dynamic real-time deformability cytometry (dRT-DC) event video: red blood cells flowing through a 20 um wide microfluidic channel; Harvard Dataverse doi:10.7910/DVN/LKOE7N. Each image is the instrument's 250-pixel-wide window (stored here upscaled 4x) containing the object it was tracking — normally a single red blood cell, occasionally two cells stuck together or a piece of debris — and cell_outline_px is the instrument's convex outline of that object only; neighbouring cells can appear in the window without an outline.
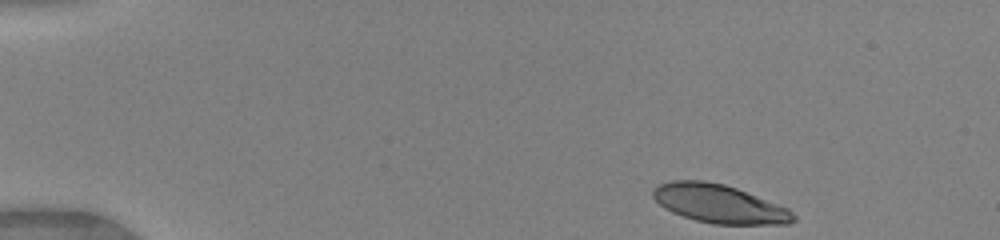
{"species": "human", "species_latin": "Homo sapiens", "temperature_condition": "warm", "stored_images_in_passage": 38, "camera_frame_rate_fps": 3000, "um_per_image_px": 0.085, "donor": {"sex": "female"}, "frame": {"image": 1, "passage_image": 1, "time_ms": 0.0, "image_size_px": [1000, 240], "cell_outline_px": [[796, 220], [788, 224], [712, 224], [696, 220], [672, 212], [664, 208], [652, 196], [652, 188], [660, 184], [672, 180], [704, 180], [724, 184], [736, 188], [788, 208], [796, 216]], "centroid_in_image_um": [61.12, 17.32], "position_along_channel_um": 23.9, "area_um2": 31.39}}
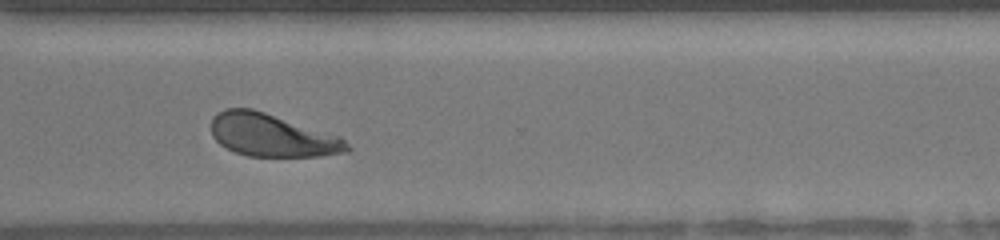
{"frame": {"image": 2, "passage_image": 32, "time_ms": 10.333, "image_size_px": [1000, 240], "cell_outline_px": [[352, 148], [348, 152], [316, 156], [248, 156], [236, 152], [220, 144], [212, 136], [212, 116], [224, 108], [252, 108], [340, 136]], "centroid_in_image_um": [23.11, 11.49], "position_along_channel_um": 347.5, "area_um2": 33.7}}
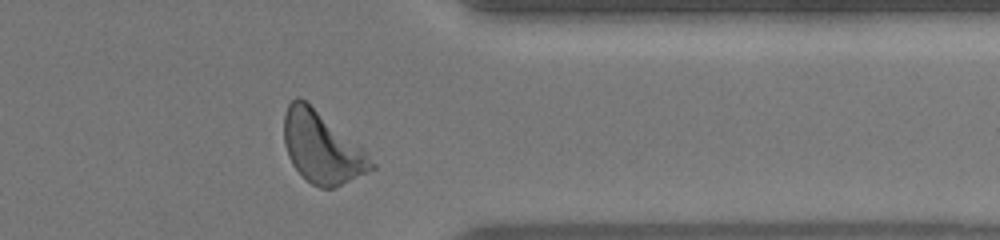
{"frame": {"image": 3, "passage_image": 35, "time_ms": 11.333, "image_size_px": [1000, 240], "cell_outline_px": [[376, 168], [368, 172], [332, 188], [320, 188], [312, 184], [292, 164], [288, 156], [284, 144], [284, 112], [288, 104], [296, 96], [300, 96], [364, 148], [376, 164]], "centroid_in_image_um": [27.37, 12.52], "position_along_channel_um": 384.0, "area_um2": 36.18}, "authors_computed_cell_mechanics": {"area_um2": 34.2176, "velocity_mm_per_s": 4.0997, "shape_relaxation_time_tau1_ms": 2.8401, "shape_relaxation_time_tau2_ms": 0.9181, "deformation_change_tau1": 0.1572, "deformation_change_tau2": 0.0651}}